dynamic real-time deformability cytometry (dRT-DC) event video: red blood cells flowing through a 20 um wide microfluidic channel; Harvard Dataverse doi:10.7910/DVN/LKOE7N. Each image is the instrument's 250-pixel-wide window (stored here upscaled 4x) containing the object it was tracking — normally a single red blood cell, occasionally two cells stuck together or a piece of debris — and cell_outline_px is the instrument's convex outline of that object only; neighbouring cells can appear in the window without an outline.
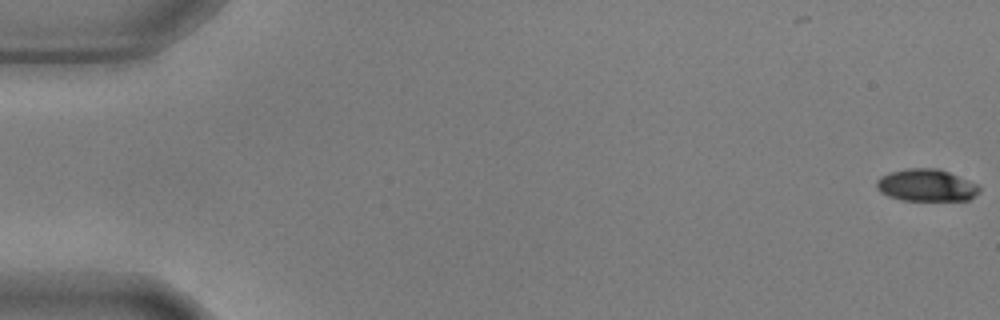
{"species": "common noctule bat (a hibernating species)", "species_latin": "Nyctalus noctula", "temperature_condition": "warm", "stored_images_in_passage": 56, "camera_frame_rate_fps": 3000, "um_per_image_px": 0.085, "animal": {"sex": "male", "body_mass_g": 17.9, "forearm_length_mm": 54.2}, "frame": {"image": 1, "passage_image": 1, "time_ms": 0.0, "image_size_px": [1000, 320], "cell_outline_px": [[980, 192], [968, 200], [900, 200], [888, 196], [880, 192], [876, 188], [876, 180], [880, 176], [888, 172], [908, 168], [940, 168], [976, 184], [980, 188]], "centroid_in_image_um": [78.7, 15.74], "position_along_channel_um": 6.3, "area_um2": 19.36}}
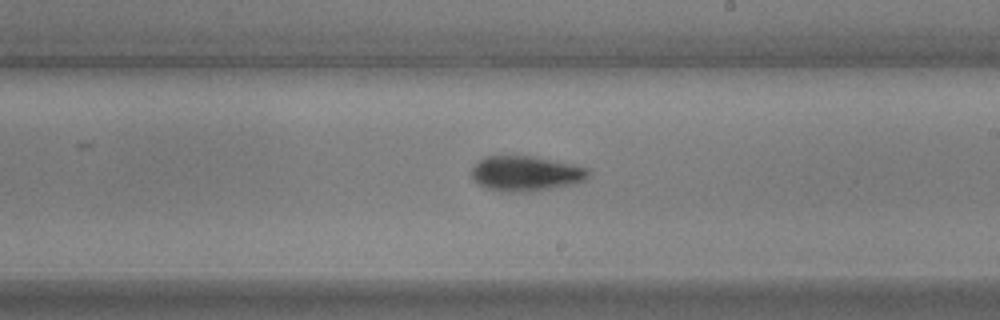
{"frame": {"image": 2, "passage_image": 33, "time_ms": 10.667, "image_size_px": [1000, 320], "cell_outline_px": [[588, 176], [584, 180], [572, 184], [552, 188], [528, 192], [500, 192], [488, 188], [472, 180], [472, 168], [484, 156], [532, 156], [572, 164], [588, 168]], "centroid_in_image_um": [44.66, 14.75], "position_along_channel_um": 244.3, "area_um2": 23.76}}
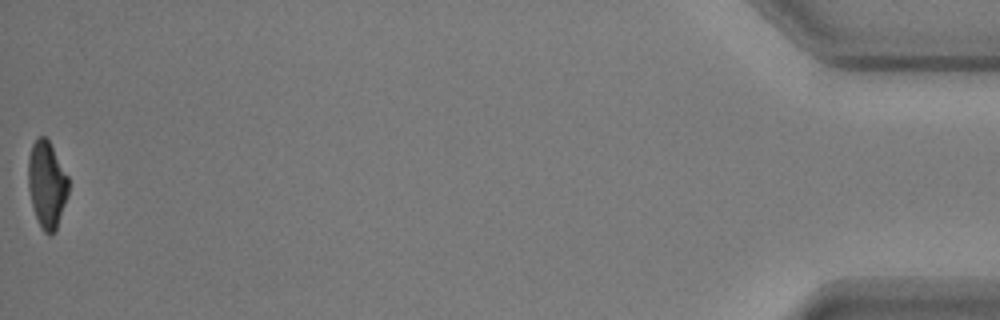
{"frame": {"image": 3, "passage_image": 56, "time_ms": 18.333, "image_size_px": [1000, 320], "cell_outline_px": [[68, 196], [56, 232], [52, 236], [48, 236], [44, 232], [36, 216], [32, 204], [28, 188], [28, 156], [32, 144], [40, 136], [44, 136], [48, 140], [68, 176]], "centroid_in_image_um": [3.99, 15.73], "position_along_channel_um": 431.2, "area_um2": 20.4}, "authors_computed_cell_mechanics": {"area_um2": 22.1663, "velocity_mm_per_s": 3.6712, "shape_relaxation_time_tau1_ms": 4.1071, "shape_relaxation_time_tau2_ms": 5.5324, "deformation_change_tau1": 0.1624, "deformation_change_tau2": 0.1201}}